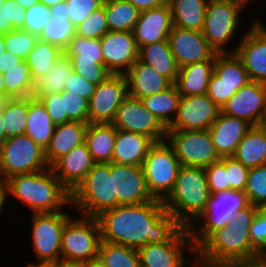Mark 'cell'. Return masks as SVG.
Instances as JSON below:
<instances>
[{
	"label": "cell",
	"mask_w": 266,
	"mask_h": 267,
	"mask_svg": "<svg viewBox=\"0 0 266 267\" xmlns=\"http://www.w3.org/2000/svg\"><path fill=\"white\" fill-rule=\"evenodd\" d=\"M245 193L249 204L266 208V165L249 169Z\"/></svg>",
	"instance_id": "cell-44"
},
{
	"label": "cell",
	"mask_w": 266,
	"mask_h": 267,
	"mask_svg": "<svg viewBox=\"0 0 266 267\" xmlns=\"http://www.w3.org/2000/svg\"><path fill=\"white\" fill-rule=\"evenodd\" d=\"M68 6L65 1L50 7L51 16H60L64 19H69Z\"/></svg>",
	"instance_id": "cell-62"
},
{
	"label": "cell",
	"mask_w": 266,
	"mask_h": 267,
	"mask_svg": "<svg viewBox=\"0 0 266 267\" xmlns=\"http://www.w3.org/2000/svg\"><path fill=\"white\" fill-rule=\"evenodd\" d=\"M248 205L245 191L229 189L211 194L205 209L197 216L205 221L200 231L194 228L195 225L187 227L194 248L196 249L213 231L226 226L239 210Z\"/></svg>",
	"instance_id": "cell-6"
},
{
	"label": "cell",
	"mask_w": 266,
	"mask_h": 267,
	"mask_svg": "<svg viewBox=\"0 0 266 267\" xmlns=\"http://www.w3.org/2000/svg\"><path fill=\"white\" fill-rule=\"evenodd\" d=\"M173 27L169 4L141 11L133 29L138 48L168 39Z\"/></svg>",
	"instance_id": "cell-22"
},
{
	"label": "cell",
	"mask_w": 266,
	"mask_h": 267,
	"mask_svg": "<svg viewBox=\"0 0 266 267\" xmlns=\"http://www.w3.org/2000/svg\"><path fill=\"white\" fill-rule=\"evenodd\" d=\"M209 0H168L173 26L202 31Z\"/></svg>",
	"instance_id": "cell-33"
},
{
	"label": "cell",
	"mask_w": 266,
	"mask_h": 267,
	"mask_svg": "<svg viewBox=\"0 0 266 267\" xmlns=\"http://www.w3.org/2000/svg\"><path fill=\"white\" fill-rule=\"evenodd\" d=\"M128 96L125 75L111 74L97 84L89 100L88 123L111 124L117 109Z\"/></svg>",
	"instance_id": "cell-12"
},
{
	"label": "cell",
	"mask_w": 266,
	"mask_h": 267,
	"mask_svg": "<svg viewBox=\"0 0 266 267\" xmlns=\"http://www.w3.org/2000/svg\"><path fill=\"white\" fill-rule=\"evenodd\" d=\"M262 125L266 128V121Z\"/></svg>",
	"instance_id": "cell-75"
},
{
	"label": "cell",
	"mask_w": 266,
	"mask_h": 267,
	"mask_svg": "<svg viewBox=\"0 0 266 267\" xmlns=\"http://www.w3.org/2000/svg\"><path fill=\"white\" fill-rule=\"evenodd\" d=\"M221 112L252 126L262 125L266 121V84L250 81L226 102Z\"/></svg>",
	"instance_id": "cell-16"
},
{
	"label": "cell",
	"mask_w": 266,
	"mask_h": 267,
	"mask_svg": "<svg viewBox=\"0 0 266 267\" xmlns=\"http://www.w3.org/2000/svg\"><path fill=\"white\" fill-rule=\"evenodd\" d=\"M29 111V97L8 99L1 110L6 138L25 133Z\"/></svg>",
	"instance_id": "cell-39"
},
{
	"label": "cell",
	"mask_w": 266,
	"mask_h": 267,
	"mask_svg": "<svg viewBox=\"0 0 266 267\" xmlns=\"http://www.w3.org/2000/svg\"><path fill=\"white\" fill-rule=\"evenodd\" d=\"M189 246L195 253L187 227H183L169 242L146 244L138 249L142 267H183L182 247Z\"/></svg>",
	"instance_id": "cell-20"
},
{
	"label": "cell",
	"mask_w": 266,
	"mask_h": 267,
	"mask_svg": "<svg viewBox=\"0 0 266 267\" xmlns=\"http://www.w3.org/2000/svg\"><path fill=\"white\" fill-rule=\"evenodd\" d=\"M94 164L86 143H83L59 158L51 166V169L60 182L72 193L85 179Z\"/></svg>",
	"instance_id": "cell-24"
},
{
	"label": "cell",
	"mask_w": 266,
	"mask_h": 267,
	"mask_svg": "<svg viewBox=\"0 0 266 267\" xmlns=\"http://www.w3.org/2000/svg\"><path fill=\"white\" fill-rule=\"evenodd\" d=\"M5 97L8 99L31 97L34 90V80L31 77L28 64L24 60L16 67L3 73Z\"/></svg>",
	"instance_id": "cell-40"
},
{
	"label": "cell",
	"mask_w": 266,
	"mask_h": 267,
	"mask_svg": "<svg viewBox=\"0 0 266 267\" xmlns=\"http://www.w3.org/2000/svg\"><path fill=\"white\" fill-rule=\"evenodd\" d=\"M13 30L11 23H7L6 0L0 6V34H7Z\"/></svg>",
	"instance_id": "cell-61"
},
{
	"label": "cell",
	"mask_w": 266,
	"mask_h": 267,
	"mask_svg": "<svg viewBox=\"0 0 266 267\" xmlns=\"http://www.w3.org/2000/svg\"><path fill=\"white\" fill-rule=\"evenodd\" d=\"M234 53L243 62L251 81L266 84V28L259 21L246 32Z\"/></svg>",
	"instance_id": "cell-21"
},
{
	"label": "cell",
	"mask_w": 266,
	"mask_h": 267,
	"mask_svg": "<svg viewBox=\"0 0 266 267\" xmlns=\"http://www.w3.org/2000/svg\"><path fill=\"white\" fill-rule=\"evenodd\" d=\"M111 124L116 129L146 135L155 143L165 141L167 134V129L143 106L142 101L129 95L117 109Z\"/></svg>",
	"instance_id": "cell-14"
},
{
	"label": "cell",
	"mask_w": 266,
	"mask_h": 267,
	"mask_svg": "<svg viewBox=\"0 0 266 267\" xmlns=\"http://www.w3.org/2000/svg\"><path fill=\"white\" fill-rule=\"evenodd\" d=\"M252 245L266 256V208H260L250 226Z\"/></svg>",
	"instance_id": "cell-55"
},
{
	"label": "cell",
	"mask_w": 266,
	"mask_h": 267,
	"mask_svg": "<svg viewBox=\"0 0 266 267\" xmlns=\"http://www.w3.org/2000/svg\"><path fill=\"white\" fill-rule=\"evenodd\" d=\"M210 195L204 168L181 166L174 188L163 200V205L168 213L188 227L194 221L196 223Z\"/></svg>",
	"instance_id": "cell-4"
},
{
	"label": "cell",
	"mask_w": 266,
	"mask_h": 267,
	"mask_svg": "<svg viewBox=\"0 0 266 267\" xmlns=\"http://www.w3.org/2000/svg\"><path fill=\"white\" fill-rule=\"evenodd\" d=\"M40 3H43L44 5L48 6L49 8L58 4L59 2H63L65 0H39Z\"/></svg>",
	"instance_id": "cell-69"
},
{
	"label": "cell",
	"mask_w": 266,
	"mask_h": 267,
	"mask_svg": "<svg viewBox=\"0 0 266 267\" xmlns=\"http://www.w3.org/2000/svg\"><path fill=\"white\" fill-rule=\"evenodd\" d=\"M65 81L64 91L80 95L88 101L93 95L96 87L95 84L90 83L88 80L74 71H72L71 74L66 77Z\"/></svg>",
	"instance_id": "cell-56"
},
{
	"label": "cell",
	"mask_w": 266,
	"mask_h": 267,
	"mask_svg": "<svg viewBox=\"0 0 266 267\" xmlns=\"http://www.w3.org/2000/svg\"><path fill=\"white\" fill-rule=\"evenodd\" d=\"M64 51L56 45L39 40L26 58L34 82L50 72L53 64Z\"/></svg>",
	"instance_id": "cell-38"
},
{
	"label": "cell",
	"mask_w": 266,
	"mask_h": 267,
	"mask_svg": "<svg viewBox=\"0 0 266 267\" xmlns=\"http://www.w3.org/2000/svg\"><path fill=\"white\" fill-rule=\"evenodd\" d=\"M166 143V140L155 143L142 165L148 190L154 199L160 201L172 192L181 167L173 148Z\"/></svg>",
	"instance_id": "cell-8"
},
{
	"label": "cell",
	"mask_w": 266,
	"mask_h": 267,
	"mask_svg": "<svg viewBox=\"0 0 266 267\" xmlns=\"http://www.w3.org/2000/svg\"><path fill=\"white\" fill-rule=\"evenodd\" d=\"M181 95L175 84L166 90L141 98L143 106L148 109L167 129L173 122L171 113L176 114Z\"/></svg>",
	"instance_id": "cell-34"
},
{
	"label": "cell",
	"mask_w": 266,
	"mask_h": 267,
	"mask_svg": "<svg viewBox=\"0 0 266 267\" xmlns=\"http://www.w3.org/2000/svg\"><path fill=\"white\" fill-rule=\"evenodd\" d=\"M39 37L22 29H14L4 34L6 51L26 60L29 53L34 49Z\"/></svg>",
	"instance_id": "cell-45"
},
{
	"label": "cell",
	"mask_w": 266,
	"mask_h": 267,
	"mask_svg": "<svg viewBox=\"0 0 266 267\" xmlns=\"http://www.w3.org/2000/svg\"><path fill=\"white\" fill-rule=\"evenodd\" d=\"M225 172L230 189L245 191L249 169L233 157H225Z\"/></svg>",
	"instance_id": "cell-53"
},
{
	"label": "cell",
	"mask_w": 266,
	"mask_h": 267,
	"mask_svg": "<svg viewBox=\"0 0 266 267\" xmlns=\"http://www.w3.org/2000/svg\"><path fill=\"white\" fill-rule=\"evenodd\" d=\"M69 20L74 27L81 24L94 10L103 5L104 0H65Z\"/></svg>",
	"instance_id": "cell-50"
},
{
	"label": "cell",
	"mask_w": 266,
	"mask_h": 267,
	"mask_svg": "<svg viewBox=\"0 0 266 267\" xmlns=\"http://www.w3.org/2000/svg\"><path fill=\"white\" fill-rule=\"evenodd\" d=\"M37 99L44 105L48 115L51 117L55 125L68 122L62 92L39 95Z\"/></svg>",
	"instance_id": "cell-52"
},
{
	"label": "cell",
	"mask_w": 266,
	"mask_h": 267,
	"mask_svg": "<svg viewBox=\"0 0 266 267\" xmlns=\"http://www.w3.org/2000/svg\"><path fill=\"white\" fill-rule=\"evenodd\" d=\"M28 267H56V262L54 261H40L39 264L29 263Z\"/></svg>",
	"instance_id": "cell-67"
},
{
	"label": "cell",
	"mask_w": 266,
	"mask_h": 267,
	"mask_svg": "<svg viewBox=\"0 0 266 267\" xmlns=\"http://www.w3.org/2000/svg\"><path fill=\"white\" fill-rule=\"evenodd\" d=\"M167 40L180 68L204 60H215L217 55L202 31L173 26Z\"/></svg>",
	"instance_id": "cell-19"
},
{
	"label": "cell",
	"mask_w": 266,
	"mask_h": 267,
	"mask_svg": "<svg viewBox=\"0 0 266 267\" xmlns=\"http://www.w3.org/2000/svg\"><path fill=\"white\" fill-rule=\"evenodd\" d=\"M86 267H107L104 262L97 258H94L93 260H91L90 262L86 263Z\"/></svg>",
	"instance_id": "cell-66"
},
{
	"label": "cell",
	"mask_w": 266,
	"mask_h": 267,
	"mask_svg": "<svg viewBox=\"0 0 266 267\" xmlns=\"http://www.w3.org/2000/svg\"><path fill=\"white\" fill-rule=\"evenodd\" d=\"M230 1L235 2V3H238L243 8L245 7L246 4H248L247 2H250L249 0H230Z\"/></svg>",
	"instance_id": "cell-72"
},
{
	"label": "cell",
	"mask_w": 266,
	"mask_h": 267,
	"mask_svg": "<svg viewBox=\"0 0 266 267\" xmlns=\"http://www.w3.org/2000/svg\"><path fill=\"white\" fill-rule=\"evenodd\" d=\"M253 126L243 119L222 112L208 129L220 158L232 157L238 144Z\"/></svg>",
	"instance_id": "cell-23"
},
{
	"label": "cell",
	"mask_w": 266,
	"mask_h": 267,
	"mask_svg": "<svg viewBox=\"0 0 266 267\" xmlns=\"http://www.w3.org/2000/svg\"><path fill=\"white\" fill-rule=\"evenodd\" d=\"M70 60L72 64V70L95 85L101 83L111 75L104 63L79 59Z\"/></svg>",
	"instance_id": "cell-48"
},
{
	"label": "cell",
	"mask_w": 266,
	"mask_h": 267,
	"mask_svg": "<svg viewBox=\"0 0 266 267\" xmlns=\"http://www.w3.org/2000/svg\"><path fill=\"white\" fill-rule=\"evenodd\" d=\"M32 216V236L36 257L40 261L57 262L61 259V233L71 216L61 211L34 213Z\"/></svg>",
	"instance_id": "cell-13"
},
{
	"label": "cell",
	"mask_w": 266,
	"mask_h": 267,
	"mask_svg": "<svg viewBox=\"0 0 266 267\" xmlns=\"http://www.w3.org/2000/svg\"><path fill=\"white\" fill-rule=\"evenodd\" d=\"M48 169L8 178L4 182L6 193L33 209V214L60 212L63 205L71 203V192L51 167Z\"/></svg>",
	"instance_id": "cell-3"
},
{
	"label": "cell",
	"mask_w": 266,
	"mask_h": 267,
	"mask_svg": "<svg viewBox=\"0 0 266 267\" xmlns=\"http://www.w3.org/2000/svg\"><path fill=\"white\" fill-rule=\"evenodd\" d=\"M24 60L15 56L11 52H4L0 55V72L5 73L6 71L16 67Z\"/></svg>",
	"instance_id": "cell-58"
},
{
	"label": "cell",
	"mask_w": 266,
	"mask_h": 267,
	"mask_svg": "<svg viewBox=\"0 0 266 267\" xmlns=\"http://www.w3.org/2000/svg\"><path fill=\"white\" fill-rule=\"evenodd\" d=\"M237 92L236 86H229L213 73L207 88V96L220 108Z\"/></svg>",
	"instance_id": "cell-54"
},
{
	"label": "cell",
	"mask_w": 266,
	"mask_h": 267,
	"mask_svg": "<svg viewBox=\"0 0 266 267\" xmlns=\"http://www.w3.org/2000/svg\"><path fill=\"white\" fill-rule=\"evenodd\" d=\"M0 96H5V84L3 79V73L0 72Z\"/></svg>",
	"instance_id": "cell-70"
},
{
	"label": "cell",
	"mask_w": 266,
	"mask_h": 267,
	"mask_svg": "<svg viewBox=\"0 0 266 267\" xmlns=\"http://www.w3.org/2000/svg\"><path fill=\"white\" fill-rule=\"evenodd\" d=\"M2 113L0 111V146L7 139L4 132V123H3Z\"/></svg>",
	"instance_id": "cell-68"
},
{
	"label": "cell",
	"mask_w": 266,
	"mask_h": 267,
	"mask_svg": "<svg viewBox=\"0 0 266 267\" xmlns=\"http://www.w3.org/2000/svg\"><path fill=\"white\" fill-rule=\"evenodd\" d=\"M166 136L181 166L206 168L221 159L208 130H167Z\"/></svg>",
	"instance_id": "cell-10"
},
{
	"label": "cell",
	"mask_w": 266,
	"mask_h": 267,
	"mask_svg": "<svg viewBox=\"0 0 266 267\" xmlns=\"http://www.w3.org/2000/svg\"><path fill=\"white\" fill-rule=\"evenodd\" d=\"M232 157L248 169L266 165V128L263 125L253 126Z\"/></svg>",
	"instance_id": "cell-30"
},
{
	"label": "cell",
	"mask_w": 266,
	"mask_h": 267,
	"mask_svg": "<svg viewBox=\"0 0 266 267\" xmlns=\"http://www.w3.org/2000/svg\"><path fill=\"white\" fill-rule=\"evenodd\" d=\"M259 207L249 204L223 228L213 231L196 249L198 267H223L232 262L263 257L252 245L250 226Z\"/></svg>",
	"instance_id": "cell-2"
},
{
	"label": "cell",
	"mask_w": 266,
	"mask_h": 267,
	"mask_svg": "<svg viewBox=\"0 0 266 267\" xmlns=\"http://www.w3.org/2000/svg\"><path fill=\"white\" fill-rule=\"evenodd\" d=\"M214 73L229 86H236L238 91L251 80L241 59L234 53H217L215 56Z\"/></svg>",
	"instance_id": "cell-36"
},
{
	"label": "cell",
	"mask_w": 266,
	"mask_h": 267,
	"mask_svg": "<svg viewBox=\"0 0 266 267\" xmlns=\"http://www.w3.org/2000/svg\"><path fill=\"white\" fill-rule=\"evenodd\" d=\"M221 109L207 96H181L178 110L167 130H208Z\"/></svg>",
	"instance_id": "cell-15"
},
{
	"label": "cell",
	"mask_w": 266,
	"mask_h": 267,
	"mask_svg": "<svg viewBox=\"0 0 266 267\" xmlns=\"http://www.w3.org/2000/svg\"><path fill=\"white\" fill-rule=\"evenodd\" d=\"M17 2L19 5L23 7V9H29L31 6L39 3V0H14Z\"/></svg>",
	"instance_id": "cell-65"
},
{
	"label": "cell",
	"mask_w": 266,
	"mask_h": 267,
	"mask_svg": "<svg viewBox=\"0 0 266 267\" xmlns=\"http://www.w3.org/2000/svg\"><path fill=\"white\" fill-rule=\"evenodd\" d=\"M88 123L67 122L58 124L49 145L44 150L46 163L51 167L59 158L85 143Z\"/></svg>",
	"instance_id": "cell-27"
},
{
	"label": "cell",
	"mask_w": 266,
	"mask_h": 267,
	"mask_svg": "<svg viewBox=\"0 0 266 267\" xmlns=\"http://www.w3.org/2000/svg\"><path fill=\"white\" fill-rule=\"evenodd\" d=\"M155 142L146 135L117 129L112 163L142 166Z\"/></svg>",
	"instance_id": "cell-26"
},
{
	"label": "cell",
	"mask_w": 266,
	"mask_h": 267,
	"mask_svg": "<svg viewBox=\"0 0 266 267\" xmlns=\"http://www.w3.org/2000/svg\"><path fill=\"white\" fill-rule=\"evenodd\" d=\"M72 71L70 57L63 52L53 64L50 72L34 82L32 96L37 98L39 95L64 91L66 77L70 75Z\"/></svg>",
	"instance_id": "cell-37"
},
{
	"label": "cell",
	"mask_w": 266,
	"mask_h": 267,
	"mask_svg": "<svg viewBox=\"0 0 266 267\" xmlns=\"http://www.w3.org/2000/svg\"><path fill=\"white\" fill-rule=\"evenodd\" d=\"M101 242L100 226L96 217L66 221L61 233V259L90 262L98 257Z\"/></svg>",
	"instance_id": "cell-9"
},
{
	"label": "cell",
	"mask_w": 266,
	"mask_h": 267,
	"mask_svg": "<svg viewBox=\"0 0 266 267\" xmlns=\"http://www.w3.org/2000/svg\"><path fill=\"white\" fill-rule=\"evenodd\" d=\"M4 1H5V0H0V6L3 5Z\"/></svg>",
	"instance_id": "cell-74"
},
{
	"label": "cell",
	"mask_w": 266,
	"mask_h": 267,
	"mask_svg": "<svg viewBox=\"0 0 266 267\" xmlns=\"http://www.w3.org/2000/svg\"><path fill=\"white\" fill-rule=\"evenodd\" d=\"M75 35V27L69 19L52 16L39 36V40L59 46L64 50Z\"/></svg>",
	"instance_id": "cell-42"
},
{
	"label": "cell",
	"mask_w": 266,
	"mask_h": 267,
	"mask_svg": "<svg viewBox=\"0 0 266 267\" xmlns=\"http://www.w3.org/2000/svg\"><path fill=\"white\" fill-rule=\"evenodd\" d=\"M98 258L107 267H138L140 265L136 249L102 240L99 245Z\"/></svg>",
	"instance_id": "cell-41"
},
{
	"label": "cell",
	"mask_w": 266,
	"mask_h": 267,
	"mask_svg": "<svg viewBox=\"0 0 266 267\" xmlns=\"http://www.w3.org/2000/svg\"><path fill=\"white\" fill-rule=\"evenodd\" d=\"M138 59L175 84L180 67L170 49L168 40L141 46Z\"/></svg>",
	"instance_id": "cell-29"
},
{
	"label": "cell",
	"mask_w": 266,
	"mask_h": 267,
	"mask_svg": "<svg viewBox=\"0 0 266 267\" xmlns=\"http://www.w3.org/2000/svg\"><path fill=\"white\" fill-rule=\"evenodd\" d=\"M109 31L133 32L140 11L128 0H104Z\"/></svg>",
	"instance_id": "cell-35"
},
{
	"label": "cell",
	"mask_w": 266,
	"mask_h": 267,
	"mask_svg": "<svg viewBox=\"0 0 266 267\" xmlns=\"http://www.w3.org/2000/svg\"><path fill=\"white\" fill-rule=\"evenodd\" d=\"M56 267H86V262L60 259L56 262Z\"/></svg>",
	"instance_id": "cell-63"
},
{
	"label": "cell",
	"mask_w": 266,
	"mask_h": 267,
	"mask_svg": "<svg viewBox=\"0 0 266 267\" xmlns=\"http://www.w3.org/2000/svg\"><path fill=\"white\" fill-rule=\"evenodd\" d=\"M215 60H204L181 67L175 85L181 96L207 93L209 81L214 73Z\"/></svg>",
	"instance_id": "cell-28"
},
{
	"label": "cell",
	"mask_w": 266,
	"mask_h": 267,
	"mask_svg": "<svg viewBox=\"0 0 266 267\" xmlns=\"http://www.w3.org/2000/svg\"><path fill=\"white\" fill-rule=\"evenodd\" d=\"M46 167V168H45ZM44 150L28 135L8 137L0 146V181L47 169Z\"/></svg>",
	"instance_id": "cell-7"
},
{
	"label": "cell",
	"mask_w": 266,
	"mask_h": 267,
	"mask_svg": "<svg viewBox=\"0 0 266 267\" xmlns=\"http://www.w3.org/2000/svg\"><path fill=\"white\" fill-rule=\"evenodd\" d=\"M56 125L39 99L29 97V111L25 133L43 150L49 145Z\"/></svg>",
	"instance_id": "cell-32"
},
{
	"label": "cell",
	"mask_w": 266,
	"mask_h": 267,
	"mask_svg": "<svg viewBox=\"0 0 266 267\" xmlns=\"http://www.w3.org/2000/svg\"><path fill=\"white\" fill-rule=\"evenodd\" d=\"M101 240L140 249L169 242L184 226L153 199L137 205H118L96 216Z\"/></svg>",
	"instance_id": "cell-1"
},
{
	"label": "cell",
	"mask_w": 266,
	"mask_h": 267,
	"mask_svg": "<svg viewBox=\"0 0 266 267\" xmlns=\"http://www.w3.org/2000/svg\"><path fill=\"white\" fill-rule=\"evenodd\" d=\"M109 31L103 5L94 10L81 24L75 27V35L82 38L101 39Z\"/></svg>",
	"instance_id": "cell-46"
},
{
	"label": "cell",
	"mask_w": 266,
	"mask_h": 267,
	"mask_svg": "<svg viewBox=\"0 0 266 267\" xmlns=\"http://www.w3.org/2000/svg\"><path fill=\"white\" fill-rule=\"evenodd\" d=\"M51 17L50 8L39 2L25 10L23 30L39 37Z\"/></svg>",
	"instance_id": "cell-47"
},
{
	"label": "cell",
	"mask_w": 266,
	"mask_h": 267,
	"mask_svg": "<svg viewBox=\"0 0 266 267\" xmlns=\"http://www.w3.org/2000/svg\"><path fill=\"white\" fill-rule=\"evenodd\" d=\"M100 43L104 65L111 74L124 75L139 58L133 32L108 31Z\"/></svg>",
	"instance_id": "cell-17"
},
{
	"label": "cell",
	"mask_w": 266,
	"mask_h": 267,
	"mask_svg": "<svg viewBox=\"0 0 266 267\" xmlns=\"http://www.w3.org/2000/svg\"><path fill=\"white\" fill-rule=\"evenodd\" d=\"M6 52L5 42H4V35L0 34V55Z\"/></svg>",
	"instance_id": "cell-71"
},
{
	"label": "cell",
	"mask_w": 266,
	"mask_h": 267,
	"mask_svg": "<svg viewBox=\"0 0 266 267\" xmlns=\"http://www.w3.org/2000/svg\"><path fill=\"white\" fill-rule=\"evenodd\" d=\"M204 170L210 194L230 189L225 172V157L207 166Z\"/></svg>",
	"instance_id": "cell-51"
},
{
	"label": "cell",
	"mask_w": 266,
	"mask_h": 267,
	"mask_svg": "<svg viewBox=\"0 0 266 267\" xmlns=\"http://www.w3.org/2000/svg\"><path fill=\"white\" fill-rule=\"evenodd\" d=\"M130 1L140 12L149 10L151 8L159 7L167 4L168 0H128Z\"/></svg>",
	"instance_id": "cell-59"
},
{
	"label": "cell",
	"mask_w": 266,
	"mask_h": 267,
	"mask_svg": "<svg viewBox=\"0 0 266 267\" xmlns=\"http://www.w3.org/2000/svg\"><path fill=\"white\" fill-rule=\"evenodd\" d=\"M7 23H11L13 30L22 29L25 20V9L14 0H6Z\"/></svg>",
	"instance_id": "cell-57"
},
{
	"label": "cell",
	"mask_w": 266,
	"mask_h": 267,
	"mask_svg": "<svg viewBox=\"0 0 266 267\" xmlns=\"http://www.w3.org/2000/svg\"><path fill=\"white\" fill-rule=\"evenodd\" d=\"M71 202L86 216L96 217L117 206L110 163H95L85 179L71 193Z\"/></svg>",
	"instance_id": "cell-5"
},
{
	"label": "cell",
	"mask_w": 266,
	"mask_h": 267,
	"mask_svg": "<svg viewBox=\"0 0 266 267\" xmlns=\"http://www.w3.org/2000/svg\"><path fill=\"white\" fill-rule=\"evenodd\" d=\"M124 75L128 95L137 99L160 93L172 85L166 77L139 59Z\"/></svg>",
	"instance_id": "cell-25"
},
{
	"label": "cell",
	"mask_w": 266,
	"mask_h": 267,
	"mask_svg": "<svg viewBox=\"0 0 266 267\" xmlns=\"http://www.w3.org/2000/svg\"><path fill=\"white\" fill-rule=\"evenodd\" d=\"M117 129L112 124L88 123L85 143L95 163H111Z\"/></svg>",
	"instance_id": "cell-31"
},
{
	"label": "cell",
	"mask_w": 266,
	"mask_h": 267,
	"mask_svg": "<svg viewBox=\"0 0 266 267\" xmlns=\"http://www.w3.org/2000/svg\"><path fill=\"white\" fill-rule=\"evenodd\" d=\"M62 98L68 122L88 123L89 101L87 99L67 91H62Z\"/></svg>",
	"instance_id": "cell-49"
},
{
	"label": "cell",
	"mask_w": 266,
	"mask_h": 267,
	"mask_svg": "<svg viewBox=\"0 0 266 267\" xmlns=\"http://www.w3.org/2000/svg\"><path fill=\"white\" fill-rule=\"evenodd\" d=\"M63 51L70 59L104 63L100 39L82 38L74 35Z\"/></svg>",
	"instance_id": "cell-43"
},
{
	"label": "cell",
	"mask_w": 266,
	"mask_h": 267,
	"mask_svg": "<svg viewBox=\"0 0 266 267\" xmlns=\"http://www.w3.org/2000/svg\"><path fill=\"white\" fill-rule=\"evenodd\" d=\"M7 193L5 183L0 181V213L3 208V204L6 201Z\"/></svg>",
	"instance_id": "cell-64"
},
{
	"label": "cell",
	"mask_w": 266,
	"mask_h": 267,
	"mask_svg": "<svg viewBox=\"0 0 266 267\" xmlns=\"http://www.w3.org/2000/svg\"><path fill=\"white\" fill-rule=\"evenodd\" d=\"M241 9L230 0L208 1L202 34L217 53H227L224 45L234 37Z\"/></svg>",
	"instance_id": "cell-11"
},
{
	"label": "cell",
	"mask_w": 266,
	"mask_h": 267,
	"mask_svg": "<svg viewBox=\"0 0 266 267\" xmlns=\"http://www.w3.org/2000/svg\"><path fill=\"white\" fill-rule=\"evenodd\" d=\"M113 177L114 195L118 205H137L154 198L151 196L142 166L119 165L110 163Z\"/></svg>",
	"instance_id": "cell-18"
},
{
	"label": "cell",
	"mask_w": 266,
	"mask_h": 267,
	"mask_svg": "<svg viewBox=\"0 0 266 267\" xmlns=\"http://www.w3.org/2000/svg\"><path fill=\"white\" fill-rule=\"evenodd\" d=\"M8 100L5 96H0V111L3 109L5 102Z\"/></svg>",
	"instance_id": "cell-73"
},
{
	"label": "cell",
	"mask_w": 266,
	"mask_h": 267,
	"mask_svg": "<svg viewBox=\"0 0 266 267\" xmlns=\"http://www.w3.org/2000/svg\"><path fill=\"white\" fill-rule=\"evenodd\" d=\"M223 267H266V256L255 260L232 262Z\"/></svg>",
	"instance_id": "cell-60"
}]
</instances>
